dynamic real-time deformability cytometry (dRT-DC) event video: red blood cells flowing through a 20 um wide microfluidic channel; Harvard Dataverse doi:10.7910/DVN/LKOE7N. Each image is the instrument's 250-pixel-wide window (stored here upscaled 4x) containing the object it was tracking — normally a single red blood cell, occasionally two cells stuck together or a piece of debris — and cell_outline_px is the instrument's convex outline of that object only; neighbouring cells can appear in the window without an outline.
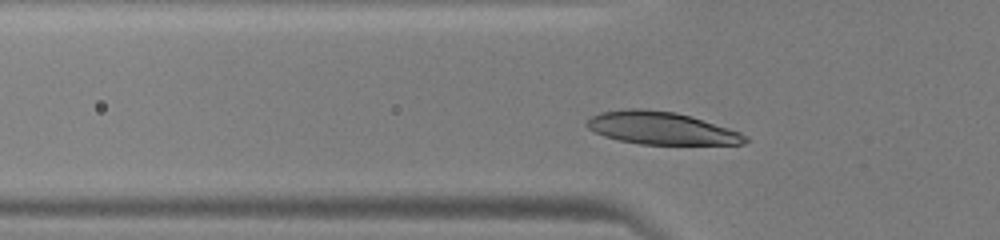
{"species": "human", "species_latin": "Homo sapiens", "temperature_condition": "warm", "stored_images_in_passage": 34, "camera_frame_rate_fps": 3000, "um_per_image_px": 0.085, "donor": {"sex": "male"}, "frame": {"image": 1, "passage_image": 8, "time_ms": 2.333, "image_size_px": [1000, 240], "cell_outline_px": [[748, 140], [744, 144], [640, 144], [620, 140], [604, 136], [588, 128], [584, 124], [592, 116], [600, 112], [628, 108], [644, 108], [676, 112], [692, 116], [740, 132], [748, 136]], "centroid_in_image_um": [56.2, 10.88], "position_along_channel_um": 69.6, "area_um2": 30.06}}
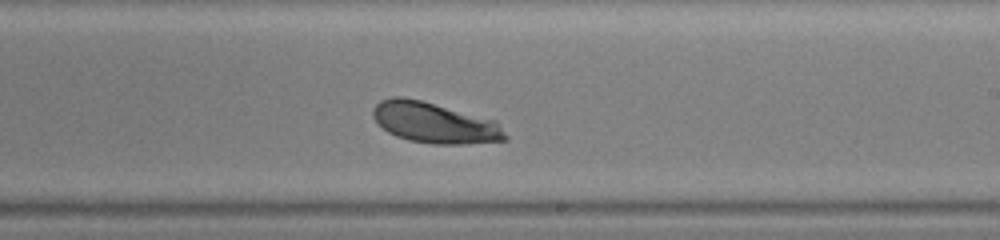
{"frame": {"image": 2, "passage_image": 21, "time_ms": 6.667, "image_size_px": [1000, 240], "cell_outline_px": [[508, 140], [464, 144], [432, 144], [408, 140], [396, 136], [388, 132], [372, 116], [372, 112], [376, 104], [380, 100], [396, 96], [400, 96], [420, 100], [496, 120], [508, 136]], "centroid_in_image_um": [36.96, 10.44], "position_along_channel_um": 252.0, "area_um2": 31.27}}
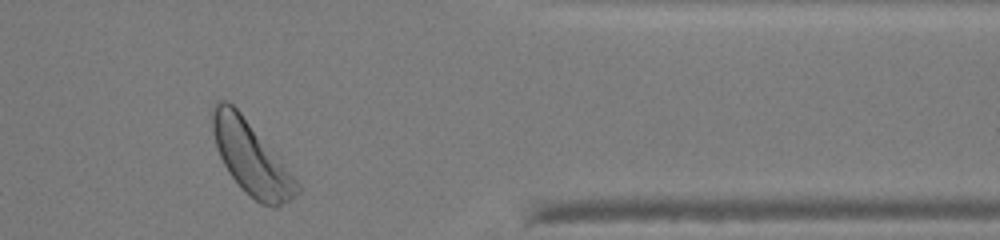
{"frame": {"image": 3, "passage_image": 32, "time_ms": 10.333, "image_size_px": [1000, 240], "cell_outline_px": [[300, 192], [276, 208], [272, 208], [260, 204], [228, 172], [216, 148], [212, 132], [212, 108], [216, 100], [228, 100], [240, 112], [300, 184]], "centroid_in_image_um": [21.32, 13.41], "position_along_channel_um": 390.1, "area_um2": 34.91}}